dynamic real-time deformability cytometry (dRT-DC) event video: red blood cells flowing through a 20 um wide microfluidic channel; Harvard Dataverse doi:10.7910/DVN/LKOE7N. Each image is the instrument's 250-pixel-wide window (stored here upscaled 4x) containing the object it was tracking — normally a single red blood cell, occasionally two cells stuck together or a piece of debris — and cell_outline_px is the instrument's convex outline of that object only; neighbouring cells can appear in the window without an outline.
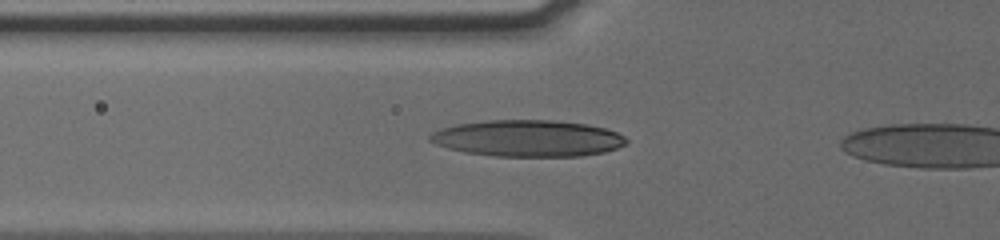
{"species": "human", "species_latin": "Homo sapiens", "temperature_condition": "cold", "stored_images_in_passage": 30, "camera_frame_rate_fps": 3000, "um_per_image_px": 0.085, "donor": {"sex": "male"}, "frame": {"image": 1, "passage_image": 2, "time_ms": 0.333, "image_size_px": [1000, 240], "cell_outline_px": [[628, 140], [624, 144], [616, 148], [604, 152], [580, 156], [492, 156], [464, 152], [448, 148], [436, 144], [428, 140], [428, 136], [432, 132], [440, 128], [456, 124], [488, 120], [552, 120], [584, 124], [604, 128], [616, 132], [624, 136]], "centroid_in_image_um": [44.81, 11.76], "position_along_channel_um": 81.0, "area_um2": 41.73}}
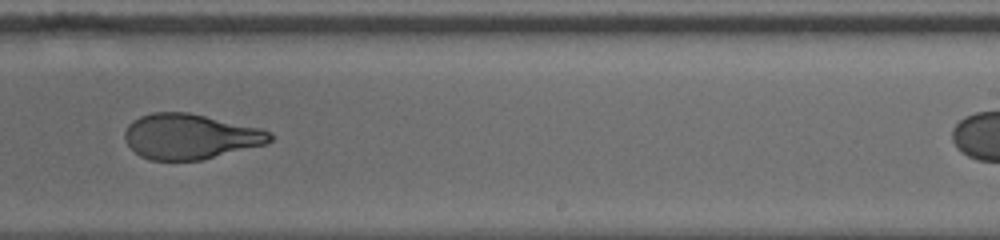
{"frame": {"image": 2, "passage_image": 17, "time_ms": 5.333, "image_size_px": [1000, 240], "cell_outline_px": [[272, 140], [268, 144], [200, 160], [148, 160], [140, 156], [128, 144], [124, 136], [124, 132], [128, 124], [132, 120], [140, 116], [152, 112], [188, 112], [260, 128], [272, 132]], "centroid_in_image_um": [16.17, 11.6], "position_along_channel_um": 272.8, "area_um2": 38.32}}
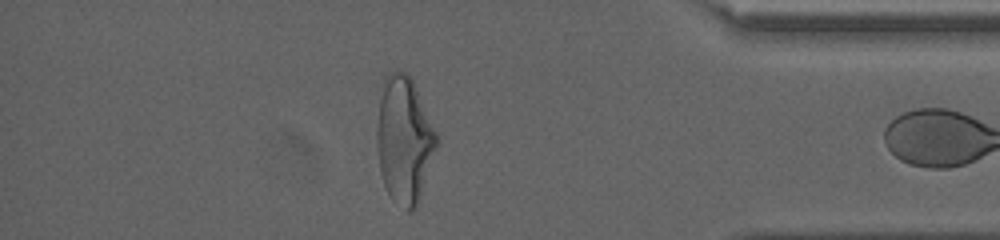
{"frame": {"image": 3, "passage_image": 29, "time_ms": 9.333, "image_size_px": [1000, 240], "cell_outline_px": [[440, 140], [420, 200], [416, 208], [408, 212], [392, 200], [384, 184], [380, 172], [376, 144], [376, 128], [380, 100], [384, 76], [388, 72], [404, 72], [412, 80]], "centroid_in_image_um": [34.37, 11.95], "position_along_channel_um": 400.8, "area_um2": 44.27}}